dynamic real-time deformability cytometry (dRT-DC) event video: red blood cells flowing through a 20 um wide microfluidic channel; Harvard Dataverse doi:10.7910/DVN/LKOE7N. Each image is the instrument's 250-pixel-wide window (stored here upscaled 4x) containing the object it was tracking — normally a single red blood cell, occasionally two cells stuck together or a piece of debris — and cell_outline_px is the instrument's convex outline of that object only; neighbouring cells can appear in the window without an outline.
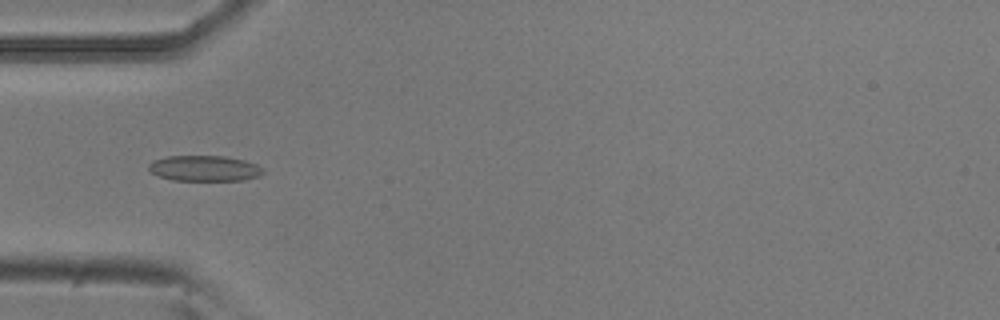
{"species": "common noctule bat (a hibernating species)", "species_latin": "Nyctalus noctula", "temperature_condition": "room temperature", "stored_images_in_passage": 3, "camera_frame_rate_fps": 3000, "um_per_image_px": 0.085, "animal": {"sex": "male", "body_mass_g": 20.5, "forearm_length_mm": 52.5}, "frame": {"image": 1, "passage_image": 1, "time_ms": 0.0, "image_size_px": [1000, 320], "cell_outline_px": [[264, 172], [260, 176], [244, 180], [172, 180], [160, 176], [152, 172], [148, 168], [148, 164], [156, 160], [168, 156], [224, 156], [244, 160], [256, 164]], "centroid_in_image_um": [17.39, 14.31], "position_along_channel_um": 67.6, "area_um2": 16.88}}